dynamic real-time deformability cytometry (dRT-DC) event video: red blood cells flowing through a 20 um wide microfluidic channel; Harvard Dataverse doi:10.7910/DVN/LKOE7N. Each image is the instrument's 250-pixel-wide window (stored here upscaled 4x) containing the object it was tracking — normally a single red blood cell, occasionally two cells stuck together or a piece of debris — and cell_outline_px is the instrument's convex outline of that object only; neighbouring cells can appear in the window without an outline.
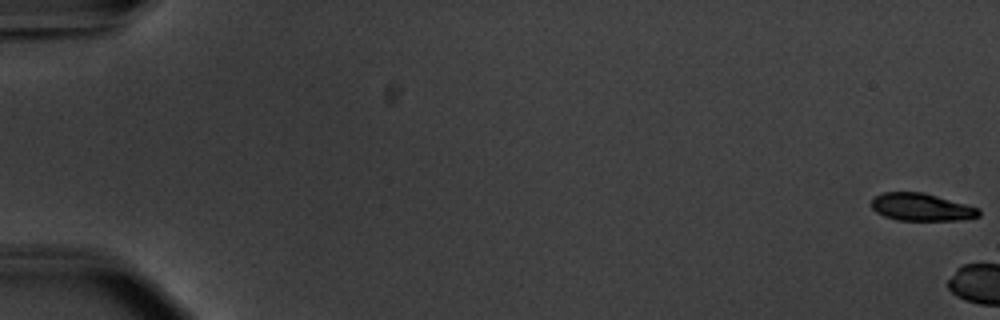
{"species": "common noctule bat (a hibernating species)", "species_latin": "Nyctalus noctula", "temperature_condition": "warm", "stored_images_in_passage": 4, "camera_frame_rate_fps": 3000, "um_per_image_px": 0.085, "animal": {"sex": "male", "body_mass_g": 20.1, "forearm_length_mm": 53.5}, "frame": {"image": 1, "passage_image": 1, "time_ms": 0.0, "image_size_px": [1000, 320], "cell_outline_px": [[980, 216], [964, 220], [896, 220], [884, 216], [876, 212], [872, 208], [872, 200], [876, 196], [884, 192], [924, 192], [980, 208]], "centroid_in_image_um": [78.35, 17.61], "position_along_channel_um": 6.7, "area_um2": 17.28}}